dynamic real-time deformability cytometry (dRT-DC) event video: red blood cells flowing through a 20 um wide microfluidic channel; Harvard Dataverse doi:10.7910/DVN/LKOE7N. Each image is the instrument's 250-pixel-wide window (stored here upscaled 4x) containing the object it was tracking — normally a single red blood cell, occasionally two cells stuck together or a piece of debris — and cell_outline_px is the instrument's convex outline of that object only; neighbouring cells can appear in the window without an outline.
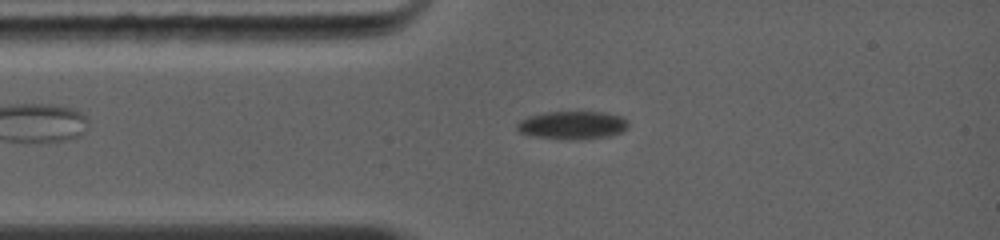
{"species": "common noctule bat (a hibernating species)", "species_latin": "Nyctalus noctula", "temperature_condition": "warm", "stored_images_in_passage": 49, "camera_frame_rate_fps": 5000, "um_per_image_px": 0.085, "animal": {"sex": "female", "body_mass_g": 19.0, "forearm_length_mm": 56.7}, "frame": {"image": 1, "passage_image": 3, "time_ms": 0.8, "image_size_px": [1000, 240], "cell_outline_px": [[628, 128], [624, 132], [608, 136], [580, 140], [564, 140], [532, 136], [520, 132], [516, 128], [516, 124], [520, 120], [528, 116], [544, 112], [604, 112], [620, 116], [628, 120]], "centroid_in_image_um": [48.66, 10.65], "position_along_channel_um": 36.3, "area_um2": 18.55}}
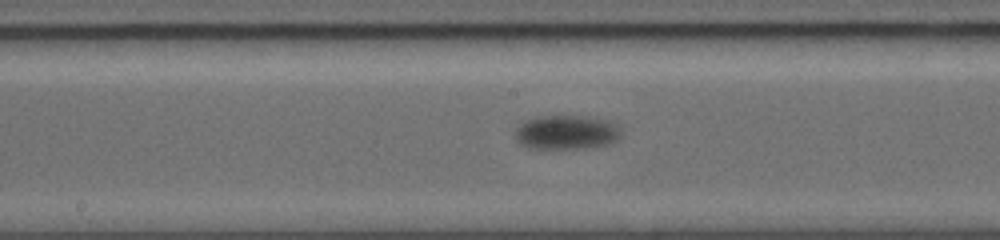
{"frame": {"image": 2, "passage_image": 17, "time_ms": 5.2, "image_size_px": [1000, 240], "cell_outline_px": [[620, 136], [612, 144], [592, 148], [528, 148], [520, 144], [516, 140], [516, 128], [524, 120], [536, 116], [584, 116], [604, 120], [616, 124], [620, 132]], "centroid_in_image_um": [48.13, 11.25], "position_along_channel_um": 200.1, "area_um2": 21.21}}
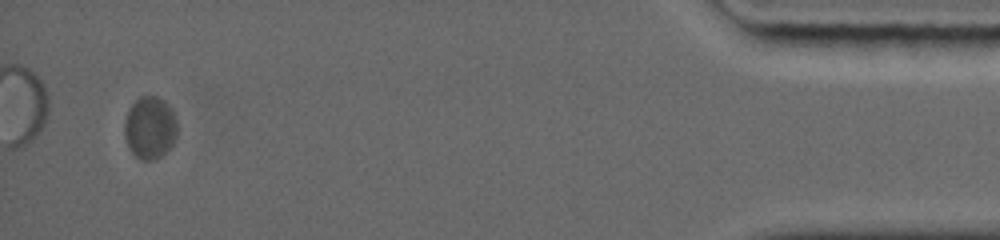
{"frame": {"image": 3, "passage_image": 44, "time_ms": 13.6, "image_size_px": [1000, 240], "cell_outline_px": [[176, 136], [172, 144], [160, 156], [152, 160], [140, 160], [128, 148], [124, 136], [124, 120], [128, 108], [140, 96], [156, 96], [164, 100], [172, 112], [176, 120]], "centroid_in_image_um": [12.7, 10.85], "position_along_channel_um": 422.5, "area_um2": 19.13}, "authors_computed_cell_mechanics": {"area_um2": 19.4786, "velocity_mm_per_s": 3.8861, "shape_relaxation_time_tau1_ms": 2.1843, "shape_relaxation_time_tau2_ms": null, "deformation_change_tau1": 0.0908, "deformation_change_tau2": null}}